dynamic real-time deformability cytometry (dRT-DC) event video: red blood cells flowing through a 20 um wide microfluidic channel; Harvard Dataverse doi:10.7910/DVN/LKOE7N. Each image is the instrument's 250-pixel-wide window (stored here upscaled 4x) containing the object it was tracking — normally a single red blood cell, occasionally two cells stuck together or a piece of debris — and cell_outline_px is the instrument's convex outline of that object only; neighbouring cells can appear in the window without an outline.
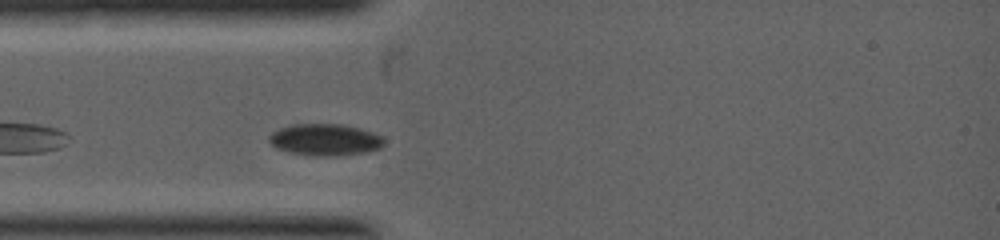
{"species": "common noctule bat (a hibernating species)", "species_latin": "Nyctalus noctula", "temperature_condition": "warm", "stored_images_in_passage": 3, "camera_frame_rate_fps": 5000, "um_per_image_px": 0.085, "animal": {"sex": "female", "body_mass_g": 19.0, "forearm_length_mm": 53.3}, "frame": {"image": 1, "passage_image": 3, "time_ms": 0.8, "image_size_px": [1000, 240], "cell_outline_px": [[384, 144], [380, 148], [368, 152], [336, 156], [316, 156], [288, 152], [276, 148], [268, 140], [268, 136], [272, 132], [280, 128], [292, 124], [344, 124], [372, 132], [380, 136], [384, 140]], "centroid_in_image_um": [27.61, 11.88], "position_along_channel_um": 57.4, "area_um2": 21.33}}